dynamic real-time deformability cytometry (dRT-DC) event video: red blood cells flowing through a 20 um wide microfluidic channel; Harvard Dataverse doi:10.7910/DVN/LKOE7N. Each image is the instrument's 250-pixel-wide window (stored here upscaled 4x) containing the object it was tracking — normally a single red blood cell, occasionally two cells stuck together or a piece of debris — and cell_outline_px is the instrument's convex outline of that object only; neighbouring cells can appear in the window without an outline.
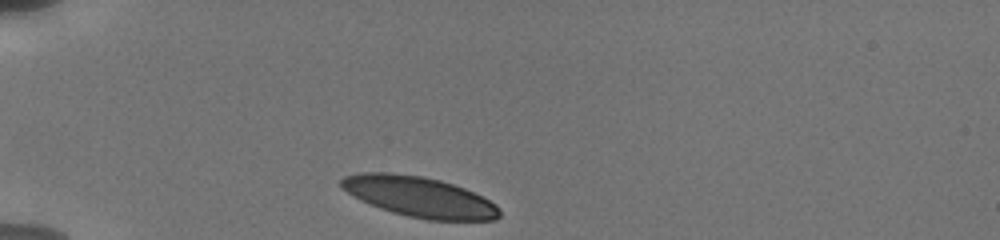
{"species": "human", "species_latin": "Homo sapiens", "temperature_condition": "cold", "stored_images_in_passage": 4, "camera_frame_rate_fps": 3000, "um_per_image_px": 0.085, "donor": {"sex": "male"}, "frame": {"image": 1, "passage_image": 1, "time_ms": 0.0, "image_size_px": [1000, 240], "cell_outline_px": [[500, 216], [496, 220], [428, 220], [408, 216], [392, 212], [380, 208], [360, 200], [352, 196], [340, 188], [340, 180], [344, 176], [360, 172], [388, 172], [420, 176], [440, 180], [464, 188], [496, 204], [500, 208]], "centroid_in_image_um": [35.6, 16.73], "position_along_channel_um": 49.4, "area_um2": 37.22}}